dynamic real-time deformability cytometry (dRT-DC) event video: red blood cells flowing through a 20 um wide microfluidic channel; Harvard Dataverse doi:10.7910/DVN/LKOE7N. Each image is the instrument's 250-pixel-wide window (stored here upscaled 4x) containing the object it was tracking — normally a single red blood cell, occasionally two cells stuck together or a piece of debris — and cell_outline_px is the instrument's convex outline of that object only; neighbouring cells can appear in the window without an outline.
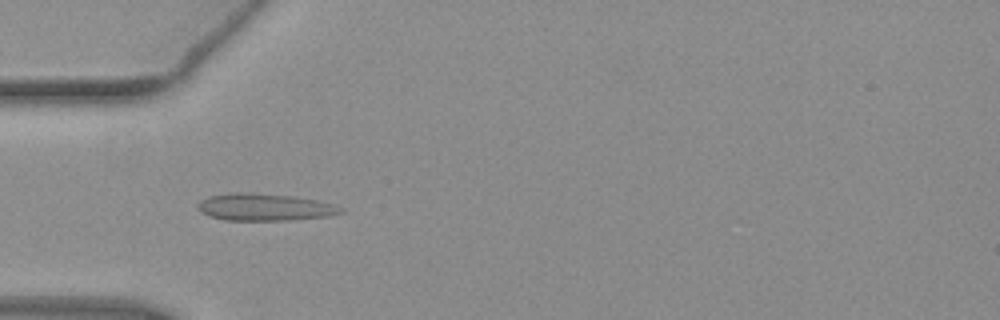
{"species": "common noctule bat (a hibernating species)", "species_latin": "Nyctalus noctula", "temperature_condition": "warm", "stored_images_in_passage": 40, "camera_frame_rate_fps": 3000, "um_per_image_px": 0.085, "animal": {"sex": "female", "body_mass_g": 19.3, "forearm_length_mm": 54.1}, "frame": {"image": 1, "passage_image": 4, "time_ms": 1.0, "image_size_px": [1000, 320], "cell_outline_px": [[344, 212], [328, 216], [288, 220], [224, 220], [208, 216], [200, 212], [200, 200], [208, 196], [240, 192], [248, 192], [288, 196], [316, 200], [332, 204], [344, 208]], "centroid_in_image_um": [22.49, 17.61], "position_along_channel_um": 62.5, "area_um2": 22.31}}
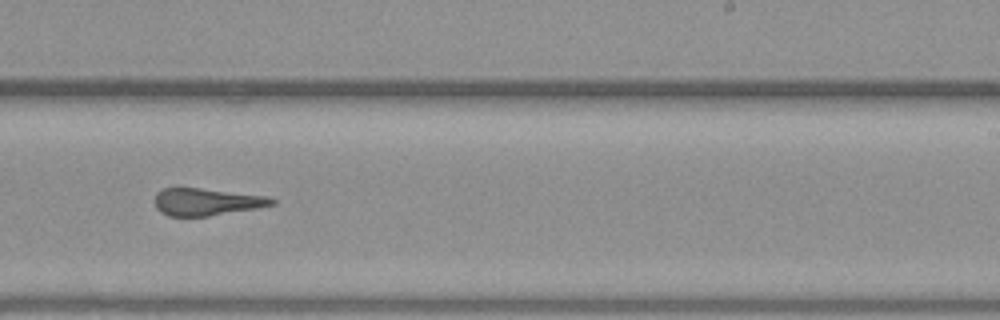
{"frame": {"image": 2, "passage_image": 20, "time_ms": 6.333, "image_size_px": [1000, 320], "cell_outline_px": [[276, 204], [256, 208], [208, 216], [168, 216], [160, 212], [156, 208], [156, 192], [164, 188], [200, 188], [268, 196], [276, 200]], "centroid_in_image_um": [17.56, 17.16], "position_along_channel_um": 271.4, "area_um2": 18.5}}
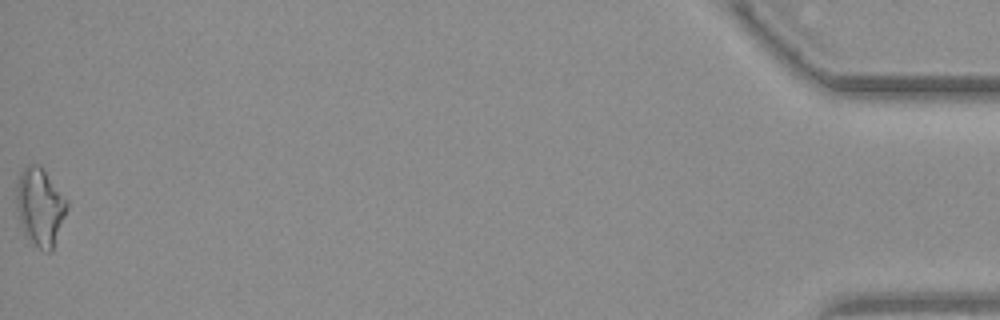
{"frame": {"image": 3, "passage_image": 40, "time_ms": 13.0, "image_size_px": [1000, 320], "cell_outline_px": [[68, 208], [52, 252], [44, 252], [28, 244], [20, 224], [16, 208], [16, 184], [20, 172], [28, 164], [40, 164], [68, 200]], "centroid_in_image_um": [3.39, 17.63], "position_along_channel_um": 431.8, "area_um2": 23.7}, "authors_computed_cell_mechanics": {"area_um2": 19.7676, "velocity_mm_per_s": 3.9372, "shape_relaxation_time_tau1_ms": null, "shape_relaxation_time_tau2_ms": 1.2754, "deformation_change_tau1": null, "deformation_change_tau2": 0.1089}}